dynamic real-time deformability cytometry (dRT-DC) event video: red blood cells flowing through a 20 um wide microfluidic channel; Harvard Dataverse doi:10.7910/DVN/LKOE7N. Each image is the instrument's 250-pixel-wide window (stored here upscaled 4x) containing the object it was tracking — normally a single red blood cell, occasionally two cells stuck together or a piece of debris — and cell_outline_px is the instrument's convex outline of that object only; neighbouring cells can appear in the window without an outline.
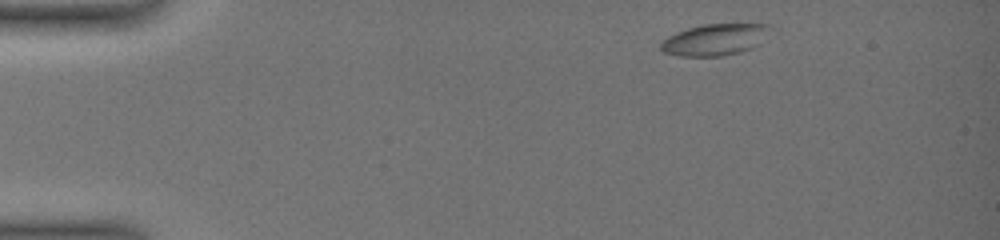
{"species": "common noctule bat (a hibernating species)", "species_latin": "Nyctalus noctula", "temperature_condition": "warm", "stored_images_in_passage": 17, "camera_frame_rate_fps": 3000, "um_per_image_px": 0.085, "animal": {"sex": "female", "body_mass_g": 19.0, "forearm_length_mm": 51.5}, "frame": {"image": 1, "passage_image": 1, "time_ms": 0.0, "image_size_px": [1000, 240], "cell_outline_px": [[772, 28], [760, 44], [752, 48], [740, 52], [724, 56], [680, 56], [660, 52], [660, 40], [676, 32], [688, 28], [704, 24], [768, 24]], "centroid_in_image_um": [60.74, 3.38], "position_along_channel_um": 24.3, "area_um2": 20.35}}
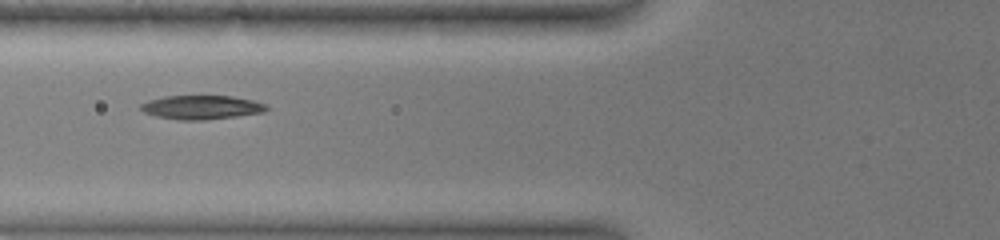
{"frame": {"image": 2, "passage_image": 9, "time_ms": 5.0, "image_size_px": [1000, 240], "cell_outline_px": [[268, 108], [264, 112], [236, 116], [204, 120], [176, 120], [156, 116], [144, 112], [140, 108], [140, 104], [148, 100], [164, 96], [232, 96], [252, 100], [268, 104]], "centroid_in_image_um": [17.12, 9.12], "position_along_channel_um": 108.7, "area_um2": 17.57}}
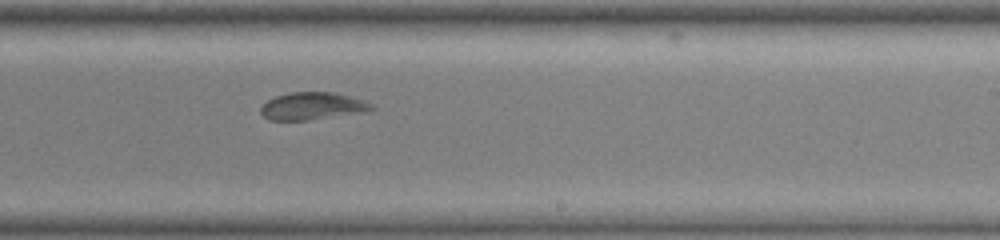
{"frame": {"image": 3, "passage_image": 16, "time_ms": 9.333, "image_size_px": [1000, 240], "cell_outline_px": [[376, 108], [364, 112], [308, 120], [268, 120], [260, 112], [260, 108], [268, 100], [276, 96], [292, 92], [332, 92], [364, 100], [372, 104]], "centroid_in_image_um": [26.55, 9.02], "position_along_channel_um": 262.4, "area_um2": 17.57}}